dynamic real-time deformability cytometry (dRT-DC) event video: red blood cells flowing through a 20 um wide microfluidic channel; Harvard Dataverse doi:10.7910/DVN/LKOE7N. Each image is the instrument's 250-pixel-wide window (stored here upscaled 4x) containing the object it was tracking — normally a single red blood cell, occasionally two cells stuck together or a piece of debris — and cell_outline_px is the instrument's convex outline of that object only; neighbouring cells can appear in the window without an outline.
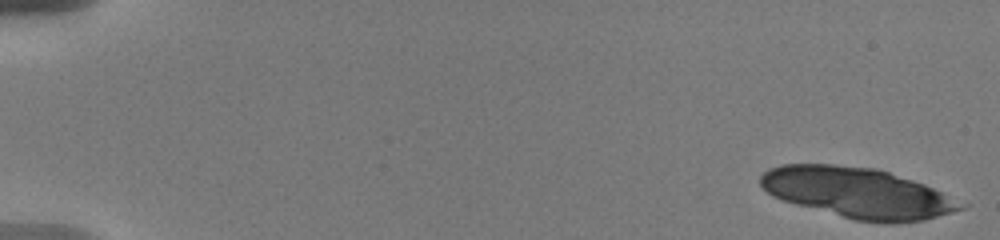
{"species": "human", "species_latin": "Homo sapiens", "temperature_condition": "warm", "stored_images_in_passage": 8, "camera_frame_rate_fps": 3000, "um_per_image_px": 0.085, "donor": {"sex": "male"}, "frame": {"image": 1, "passage_image": 1, "time_ms": 0.0, "image_size_px": [1000, 240], "cell_outline_px": [[968, 204], [964, 208], [952, 212], [924, 220], [896, 224], [884, 224], [856, 220], [796, 204], [772, 196], [760, 184], [760, 176], [768, 168], [784, 164], [832, 164], [876, 168], [924, 184]], "centroid_in_image_um": [72.92, 16.4], "position_along_channel_um": 12.1, "area_um2": 58.67}}
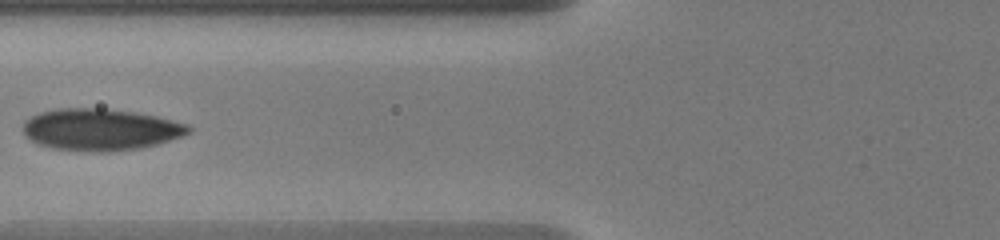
{"frame": {"image": 2, "passage_image": 8, "time_ms": 7.667, "image_size_px": [1000, 240], "cell_outline_px": [[192, 128], [188, 132], [180, 136], [156, 144], [140, 148], [104, 152], [100, 152], [52, 148], [36, 144], [24, 132], [24, 120], [40, 112], [56, 108], [104, 108], [132, 112], [156, 116], [188, 124]], "centroid_in_image_um": [8.51, 11.0], "position_along_channel_um": 117.3, "area_um2": 39.94}}